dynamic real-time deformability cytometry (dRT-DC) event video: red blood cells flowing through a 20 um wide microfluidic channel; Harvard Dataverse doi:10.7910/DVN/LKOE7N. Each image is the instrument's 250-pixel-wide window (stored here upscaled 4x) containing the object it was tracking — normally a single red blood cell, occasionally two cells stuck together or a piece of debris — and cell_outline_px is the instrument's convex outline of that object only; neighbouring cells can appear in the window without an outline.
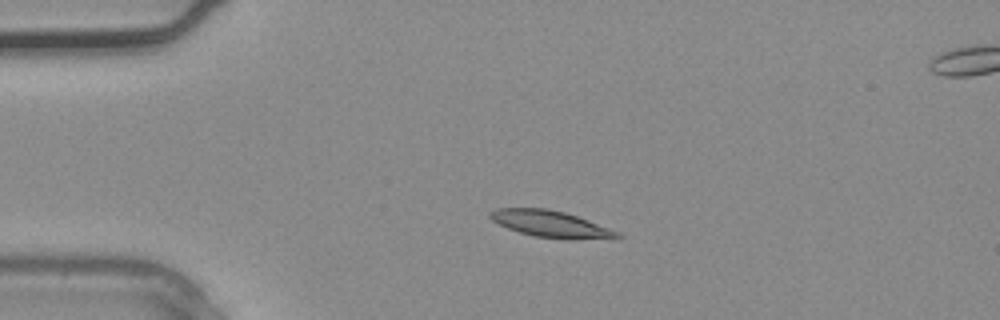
{"species": "common noctule bat (a hibernating species)", "species_latin": "Nyctalus noctula", "temperature_condition": "warm", "stored_images_in_passage": 3, "camera_frame_rate_fps": 3000, "um_per_image_px": 0.085, "animal": {"sex": "male", "body_mass_g": 20.4}, "frame": {"image": 1, "passage_image": 2, "time_ms": 0.333, "image_size_px": [1000, 320], "cell_outline_px": [[624, 236], [616, 240], [568, 240], [536, 236], [520, 232], [508, 228], [492, 220], [488, 216], [488, 212], [496, 208], [548, 208], [564, 212], [588, 220], [620, 232]], "centroid_in_image_um": [46.92, 19.07], "position_along_channel_um": 38.1, "area_um2": 20.17}}